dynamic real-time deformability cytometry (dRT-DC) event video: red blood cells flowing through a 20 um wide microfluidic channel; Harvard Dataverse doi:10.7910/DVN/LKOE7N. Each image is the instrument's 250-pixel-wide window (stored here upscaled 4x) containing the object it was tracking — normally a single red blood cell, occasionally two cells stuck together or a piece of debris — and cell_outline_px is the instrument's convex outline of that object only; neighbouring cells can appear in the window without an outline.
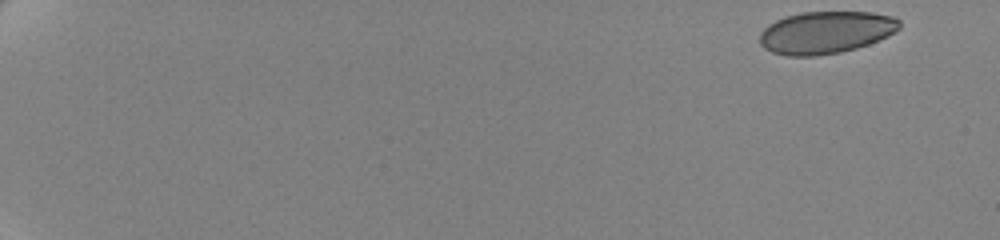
{"species": "human", "species_latin": "Homo sapiens", "temperature_condition": "cold", "stored_images_in_passage": 23, "camera_frame_rate_fps": 3000, "um_per_image_px": 0.085, "donor": {"sex": "female"}, "frame": {"image": 1, "passage_image": 1, "time_ms": 0.0, "image_size_px": [1000, 240], "cell_outline_px": [[900, 28], [868, 44], [856, 48], [840, 52], [816, 56], [788, 56], [772, 52], [764, 48], [760, 44], [760, 32], [768, 24], [776, 20], [800, 12], [872, 12], [892, 16], [900, 20]], "centroid_in_image_um": [70.15, 2.75], "position_along_channel_um": 14.8, "area_um2": 34.28}}
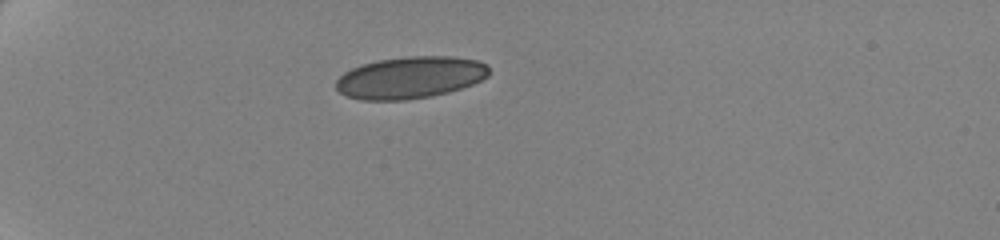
{"frame": {"image": 2, "passage_image": 17, "time_ms": 5.333, "image_size_px": [1000, 240], "cell_outline_px": [[488, 76], [472, 84], [448, 92], [432, 96], [408, 100], [360, 100], [348, 96], [340, 92], [336, 88], [336, 80], [344, 72], [352, 68], [364, 64], [380, 60], [408, 56], [452, 56], [480, 60], [488, 64]], "centroid_in_image_um": [34.89, 6.59], "position_along_channel_um": 50.1, "area_um2": 37.4}}
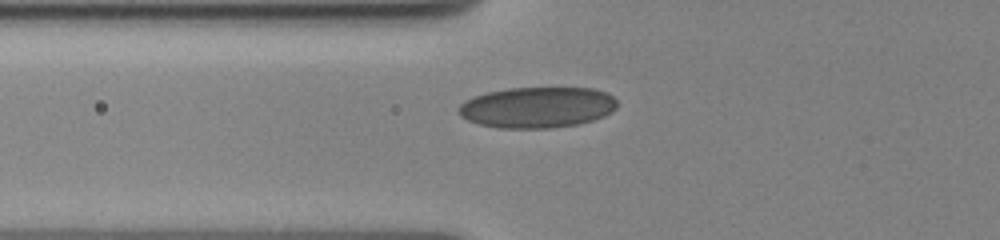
{"frame": {"image": 3, "passage_image": 23, "time_ms": 7.333, "image_size_px": [1000, 240], "cell_outline_px": [[616, 108], [612, 112], [604, 116], [592, 120], [576, 124], [548, 128], [500, 128], [480, 124], [468, 120], [460, 116], [456, 112], [456, 108], [464, 100], [472, 96], [488, 92], [508, 88], [592, 88], [608, 92], [616, 100]], "centroid_in_image_um": [45.63, 9.12], "position_along_channel_um": 80.2, "area_um2": 37.97}}